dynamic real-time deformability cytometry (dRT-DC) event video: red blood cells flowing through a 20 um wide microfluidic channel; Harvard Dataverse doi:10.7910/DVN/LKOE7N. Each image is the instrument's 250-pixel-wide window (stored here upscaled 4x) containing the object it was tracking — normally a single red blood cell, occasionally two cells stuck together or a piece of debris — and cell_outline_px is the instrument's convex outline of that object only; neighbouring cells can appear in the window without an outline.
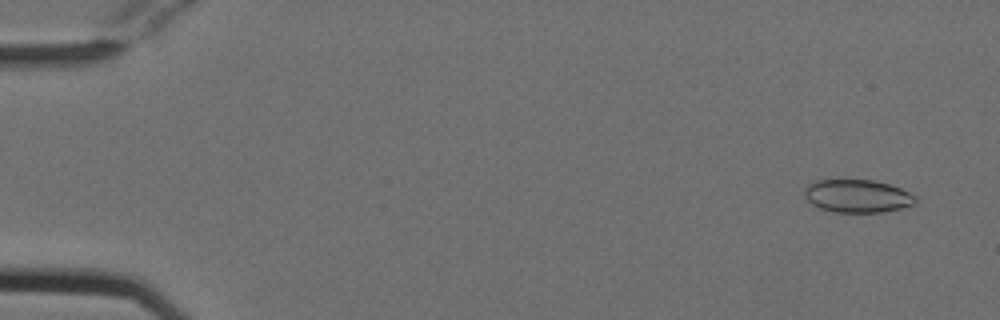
{"species": "Egyptian fruit bat (a non-hibernating species)", "species_latin": "Rousettus aegyptiacus", "temperature_condition": "cold", "stored_images_in_passage": 53, "camera_frame_rate_fps": 3000, "um_per_image_px": 0.085, "animal": {"sex": "female"}, "frame": {"image": 1, "passage_image": 3, "time_ms": 0.667, "image_size_px": [1000, 320], "cell_outline_px": [[920, 200], [916, 204], [884, 212], [832, 212], [820, 208], [812, 204], [804, 196], [804, 188], [808, 184], [816, 180], [872, 180], [888, 184], [900, 188], [916, 196]], "centroid_in_image_um": [72.89, 16.67], "position_along_channel_um": 12.1, "area_um2": 21.44}}
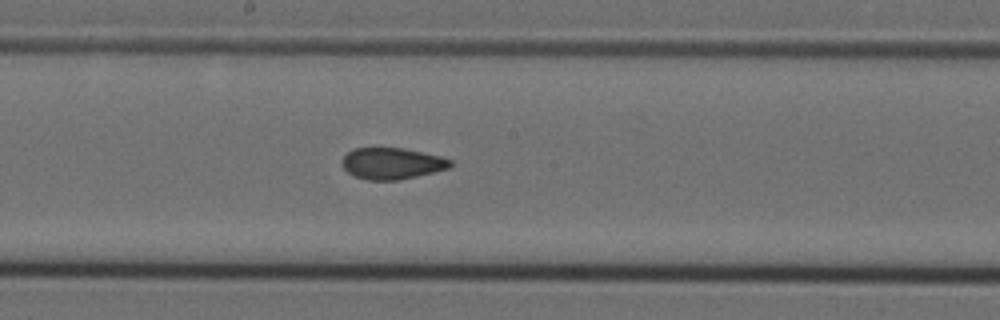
{"frame": {"image": 2, "passage_image": 29, "time_ms": 9.333, "image_size_px": [1000, 320], "cell_outline_px": [[452, 164], [448, 168], [400, 180], [368, 180], [356, 176], [348, 172], [344, 168], [344, 156], [352, 148], [404, 148], [440, 156], [452, 160]], "centroid_in_image_um": [33.33, 13.89], "position_along_channel_um": 214.9, "area_um2": 19.54}}
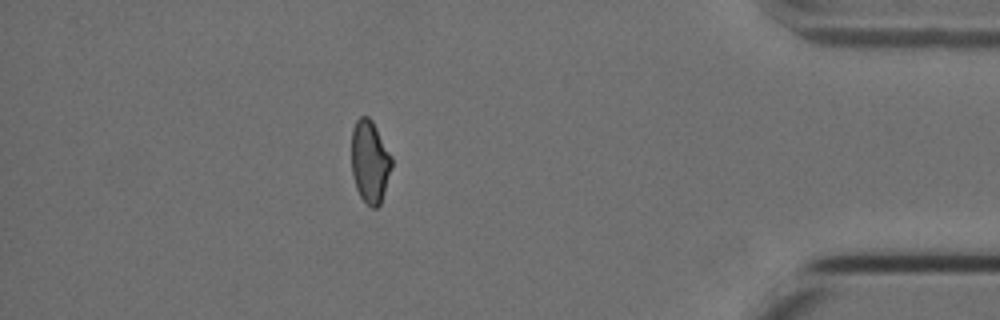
{"frame": {"image": 3, "passage_image": 47, "time_ms": 15.333, "image_size_px": [1000, 320], "cell_outline_px": [[392, 168], [380, 204], [376, 208], [372, 208], [360, 196], [356, 188], [352, 176], [352, 128], [356, 120], [360, 116], [368, 116], [372, 120], [392, 156]], "centroid_in_image_um": [31.44, 13.72], "position_along_channel_um": 403.8, "area_um2": 19.36}, "authors_computed_cell_mechanics": {"area_um2": 20.519, "velocity_mm_per_s": 3.8159, "shape_relaxation_time_tau1_ms": null, "shape_relaxation_time_tau2_ms": 1.6747, "deformation_change_tau1": null, "deformation_change_tau2": 0.0611}}